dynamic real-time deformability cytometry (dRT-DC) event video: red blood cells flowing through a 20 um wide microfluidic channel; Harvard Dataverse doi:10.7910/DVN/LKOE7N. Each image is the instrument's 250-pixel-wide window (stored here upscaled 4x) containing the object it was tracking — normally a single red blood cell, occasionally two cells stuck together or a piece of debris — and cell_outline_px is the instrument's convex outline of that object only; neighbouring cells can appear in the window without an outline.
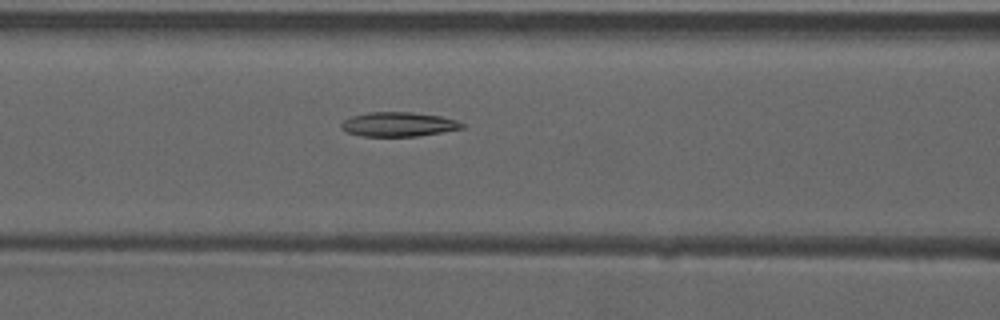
{"species": "common noctule bat (a hibernating species)", "species_latin": "Nyctalus noctula", "temperature_condition": "warm", "stored_images_in_passage": 53, "camera_frame_rate_fps": 3000, "um_per_image_px": 0.085, "animal": {"sex": "male", "forearm_length_mm": 52.5}, "frame": {"image": 1, "passage_image": 23, "time_ms": 7.333, "image_size_px": [1000, 320], "cell_outline_px": [[464, 128], [416, 136], [360, 136], [348, 132], [340, 128], [340, 124], [344, 120], [352, 116], [368, 112], [412, 112], [440, 116], [456, 120], [464, 124]], "centroid_in_image_um": [33.84, 10.56], "position_along_channel_um": 132.8, "area_um2": 17.05}}
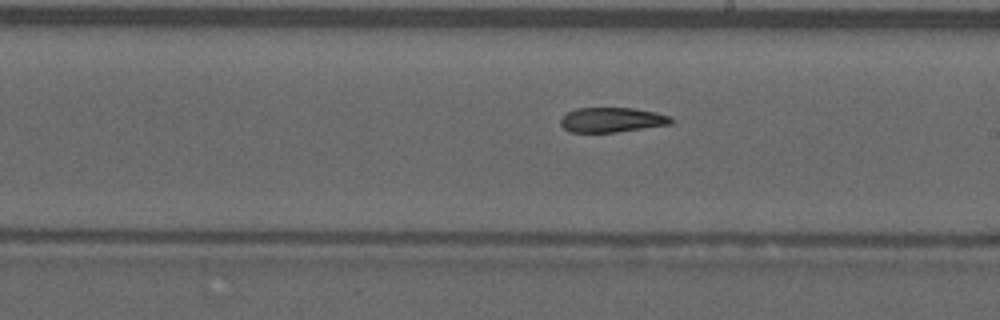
{"frame": {"image": 2, "passage_image": 31, "time_ms": 10.0, "image_size_px": [1000, 320], "cell_outline_px": [[672, 124], [616, 132], [568, 132], [560, 124], [560, 120], [568, 112], [576, 108], [632, 108], [656, 112], [668, 116], [672, 120]], "centroid_in_image_um": [51.99, 10.19], "position_along_channel_um": 237.0, "area_um2": 15.84}}
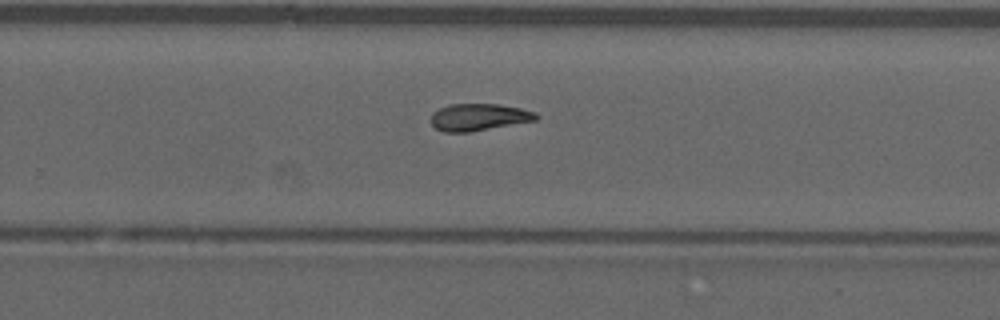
{"frame": {"image": 3, "passage_image": 35, "time_ms": 11.333, "image_size_px": [1000, 320], "cell_outline_px": [[540, 116], [536, 120], [468, 132], [444, 132], [436, 128], [432, 124], [432, 112], [448, 104], [500, 104], [520, 108], [536, 112]], "centroid_in_image_um": [40.7, 9.94], "position_along_channel_um": 289.1, "area_um2": 16.47}}